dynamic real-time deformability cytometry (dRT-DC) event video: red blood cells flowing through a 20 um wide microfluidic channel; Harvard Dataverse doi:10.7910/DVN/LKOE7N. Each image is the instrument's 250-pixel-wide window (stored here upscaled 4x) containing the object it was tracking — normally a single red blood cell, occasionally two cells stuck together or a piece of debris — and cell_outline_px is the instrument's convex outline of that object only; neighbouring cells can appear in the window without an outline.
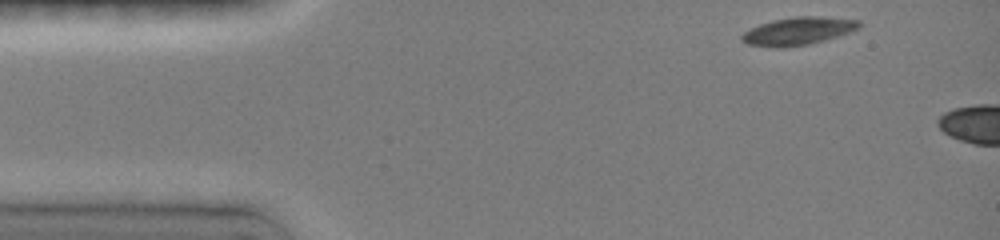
{"species": "common noctule bat (a hibernating species)", "species_latin": "Nyctalus noctula", "temperature_condition": "room temperature", "stored_images_in_passage": 4, "camera_frame_rate_fps": 3000, "um_per_image_px": 0.085, "animal": {"sex": "female", "body_mass_g": 19.0, "forearm_length_mm": 51.5}, "frame": {"image": 1, "passage_image": 1, "time_ms": 0.0, "image_size_px": [1000, 240], "cell_outline_px": [[860, 28], [824, 40], [808, 44], [776, 48], [748, 44], [740, 40], [740, 36], [744, 32], [760, 24], [772, 20], [796, 16], [812, 16], [856, 20], [860, 24]], "centroid_in_image_um": [67.77, 2.64], "position_along_channel_um": 17.2, "area_um2": 18.61}}